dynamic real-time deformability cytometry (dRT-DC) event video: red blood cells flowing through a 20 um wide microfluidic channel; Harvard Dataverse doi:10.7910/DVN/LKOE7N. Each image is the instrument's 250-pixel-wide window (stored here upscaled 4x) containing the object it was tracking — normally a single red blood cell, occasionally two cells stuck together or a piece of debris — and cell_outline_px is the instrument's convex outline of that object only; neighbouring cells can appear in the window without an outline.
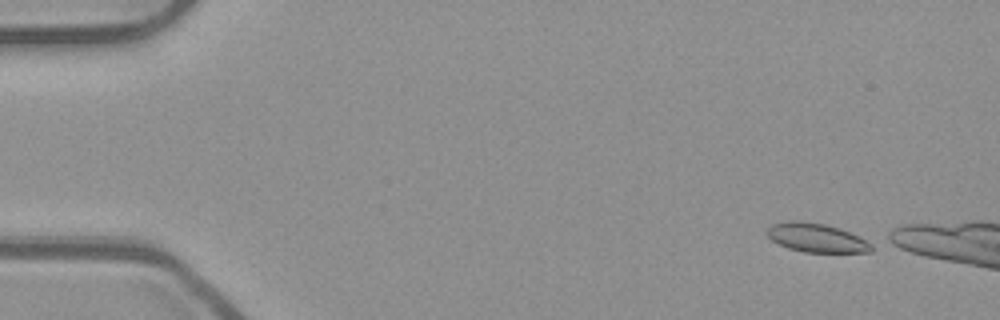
{"species": "common noctule bat (a hibernating species)", "species_latin": "Nyctalus noctula", "temperature_condition": "room temperature", "stored_images_in_passage": 5, "camera_frame_rate_fps": 3000, "um_per_image_px": 0.085, "animal": {"sex": "male", "body_mass_g": 23.1, "forearm_length_mm": 52.7}, "frame": {"image": 1, "passage_image": 1, "time_ms": 0.0, "image_size_px": [1000, 320], "cell_outline_px": [[872, 252], [804, 252], [788, 248], [772, 240], [764, 232], [772, 224], [788, 220], [800, 220], [824, 224], [840, 228], [872, 244]], "centroid_in_image_um": [69.34, 20.2], "position_along_channel_um": 15.7, "area_um2": 17.46}}